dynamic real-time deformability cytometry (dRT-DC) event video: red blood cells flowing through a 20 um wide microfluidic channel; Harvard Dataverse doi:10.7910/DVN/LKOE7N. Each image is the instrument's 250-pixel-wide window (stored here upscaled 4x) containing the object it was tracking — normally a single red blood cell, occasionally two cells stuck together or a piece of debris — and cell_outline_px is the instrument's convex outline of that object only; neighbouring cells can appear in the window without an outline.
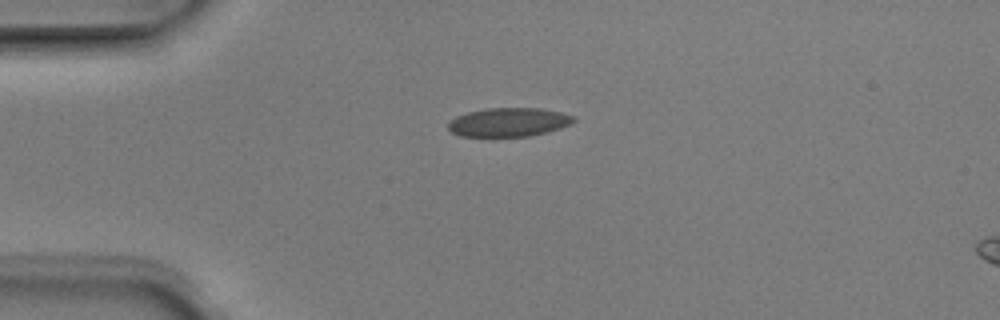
{"species": "Egyptian fruit bat (a non-hibernating species)", "species_latin": "Rousettus aegyptiacus", "temperature_condition": "room temperature", "stored_images_in_passage": 2, "camera_frame_rate_fps": 3000, "um_per_image_px": 0.085, "animal": {"sex": "male"}, "frame": {"image": 1, "passage_image": 1, "time_ms": 0.0, "image_size_px": [1000, 320], "cell_outline_px": [[576, 120], [560, 128], [548, 132], [528, 136], [460, 136], [452, 132], [448, 128], [448, 124], [456, 116], [468, 112], [488, 108], [540, 108], [560, 112], [576, 116]], "centroid_in_image_um": [43.26, 10.38], "position_along_channel_um": 41.7, "area_um2": 20.92}}